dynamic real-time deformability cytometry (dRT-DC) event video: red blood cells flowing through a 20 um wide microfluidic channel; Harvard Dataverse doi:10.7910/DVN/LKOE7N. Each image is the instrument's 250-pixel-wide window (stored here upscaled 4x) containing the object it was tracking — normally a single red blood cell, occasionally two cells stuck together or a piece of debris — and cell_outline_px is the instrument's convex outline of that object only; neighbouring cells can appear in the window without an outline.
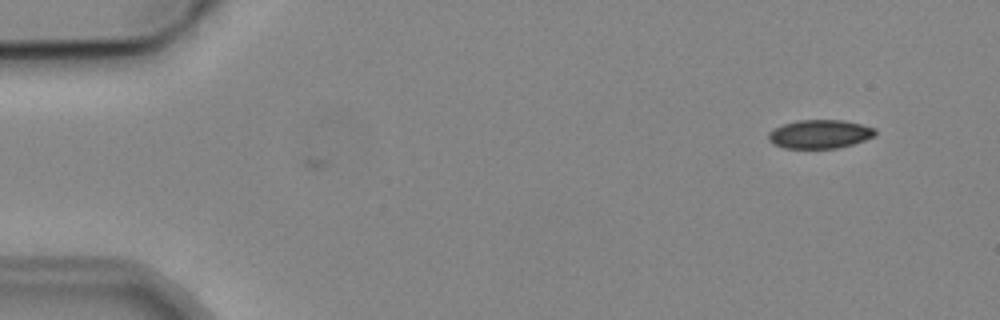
{"species": "common noctule bat (a hibernating species)", "species_latin": "Nyctalus noctula", "temperature_condition": "cold", "stored_images_in_passage": 2, "camera_frame_rate_fps": 3000, "um_per_image_px": 0.085, "animal": {"sex": "male", "body_mass_g": 19.2, "forearm_length_mm": 51.8}, "frame": {"image": 1, "passage_image": 2, "time_ms": 1.333, "image_size_px": [1000, 320], "cell_outline_px": [[876, 136], [852, 144], [836, 148], [784, 148], [772, 144], [768, 140], [768, 132], [784, 124], [796, 120], [844, 120], [876, 128]], "centroid_in_image_um": [69.68, 11.4], "position_along_channel_um": 15.3, "area_um2": 17.86}}